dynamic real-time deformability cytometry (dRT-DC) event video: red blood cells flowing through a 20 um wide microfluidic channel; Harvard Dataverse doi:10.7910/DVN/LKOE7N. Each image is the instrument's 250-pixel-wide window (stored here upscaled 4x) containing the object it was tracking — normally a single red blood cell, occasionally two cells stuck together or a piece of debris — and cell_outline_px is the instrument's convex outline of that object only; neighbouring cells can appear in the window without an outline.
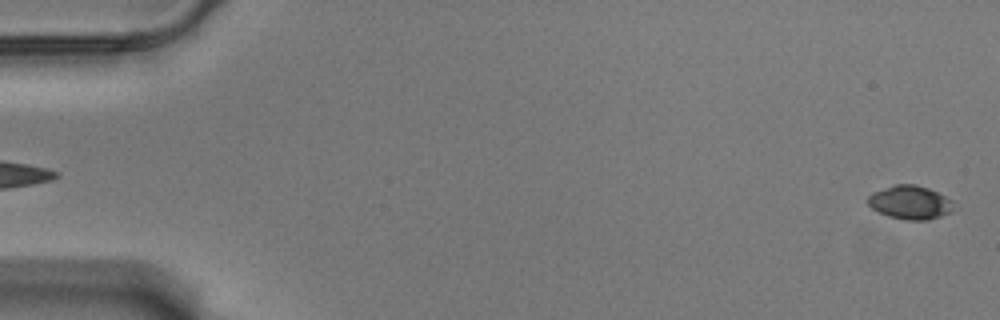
{"species": "Egyptian fruit bat (a non-hibernating species)", "species_latin": "Rousettus aegyptiacus", "temperature_condition": "warm", "stored_images_in_passage": 59, "camera_frame_rate_fps": 3000, "um_per_image_px": 0.085, "animal": {"sex": "male"}, "frame": {"image": 1, "passage_image": 2, "time_ms": 0.333, "image_size_px": [1000, 320], "cell_outline_px": [[952, 212], [928, 220], [908, 220], [888, 216], [872, 208], [868, 204], [868, 196], [872, 192], [896, 184], [912, 184], [928, 188], [952, 200]], "centroid_in_image_um": [77.35, 17.21], "position_along_channel_um": 7.7, "area_um2": 16.59}}
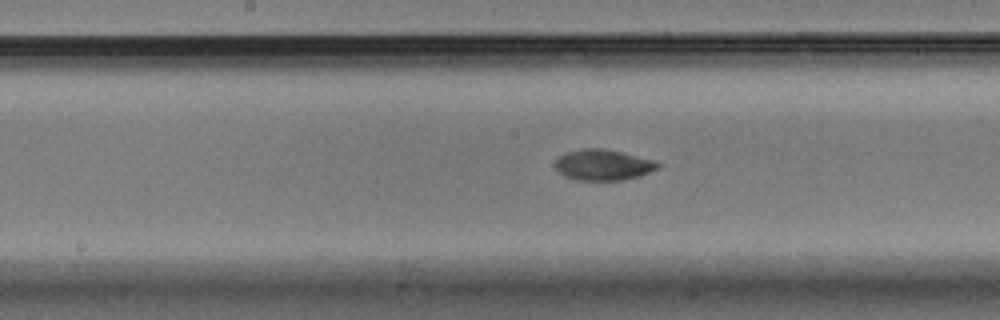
{"frame": {"image": 2, "passage_image": 31, "time_ms": 10.0, "image_size_px": [1000, 320], "cell_outline_px": [[660, 168], [640, 176], [624, 180], [576, 180], [564, 176], [556, 168], [556, 160], [560, 156], [568, 152], [584, 148], [600, 148], [620, 152], [652, 160], [660, 164]], "centroid_in_image_um": [51.28, 14.03], "position_along_channel_um": 196.9, "area_um2": 18.21}}
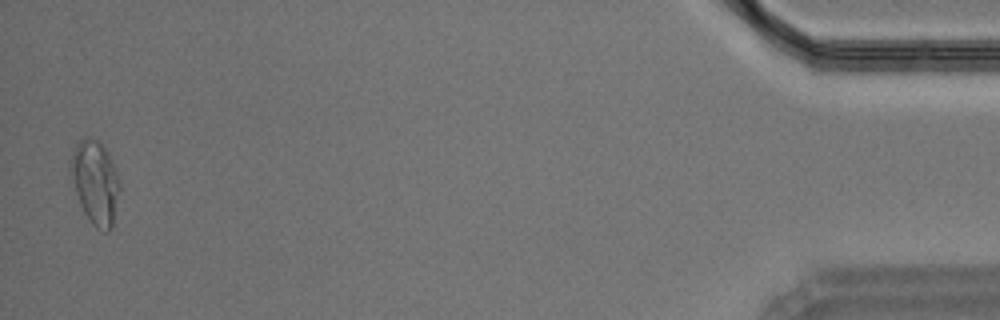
{"frame": {"image": 3, "passage_image": 58, "time_ms": 19.0, "image_size_px": [1000, 320], "cell_outline_px": [[120, 188], [112, 228], [108, 232], [104, 232], [96, 228], [92, 224], [84, 212], [80, 204], [68, 172], [68, 160], [76, 144], [84, 136], [88, 136], [96, 140], [108, 152], [116, 172], [120, 184]], "centroid_in_image_um": [8.06, 15.49], "position_along_channel_um": 427.1, "area_um2": 24.16}, "authors_computed_cell_mechanics": {"area_um2": 18.3226, "velocity_mm_per_s": 3.5218, "shape_relaxation_time_tau1_ms": 4.0983, "shape_relaxation_time_tau2_ms": 2.8457, "deformation_change_tau1": 0.1417, "deformation_change_tau2": 0.0451}}